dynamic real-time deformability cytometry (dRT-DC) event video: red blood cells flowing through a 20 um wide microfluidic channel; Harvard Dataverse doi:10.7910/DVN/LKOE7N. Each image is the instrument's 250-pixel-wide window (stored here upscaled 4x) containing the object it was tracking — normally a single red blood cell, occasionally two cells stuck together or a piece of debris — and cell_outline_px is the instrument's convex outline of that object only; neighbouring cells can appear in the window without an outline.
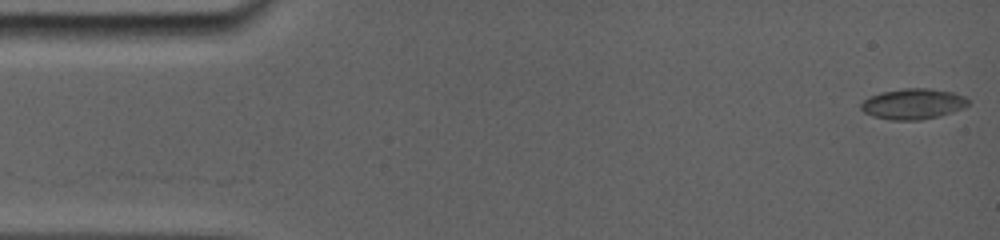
{"species": "common noctule bat (a hibernating species)", "species_latin": "Nyctalus noctula", "temperature_condition": "room temperature", "stored_images_in_passage": 11, "camera_frame_rate_fps": 5000, "um_per_image_px": 0.085, "animal": {"sex": "female", "body_mass_g": 19.0, "forearm_length_mm": 56.7}, "frame": {"image": 1, "passage_image": 1, "time_ms": 0.0, "image_size_px": [1000, 240], "cell_outline_px": [[968, 104], [960, 108], [936, 116], [916, 120], [896, 120], [876, 116], [864, 112], [860, 108], [860, 104], [864, 100], [880, 92], [904, 88], [932, 88], [952, 92], [964, 96], [968, 100]], "centroid_in_image_um": [77.58, 8.8], "position_along_channel_um": 7.4, "area_um2": 18.61}}
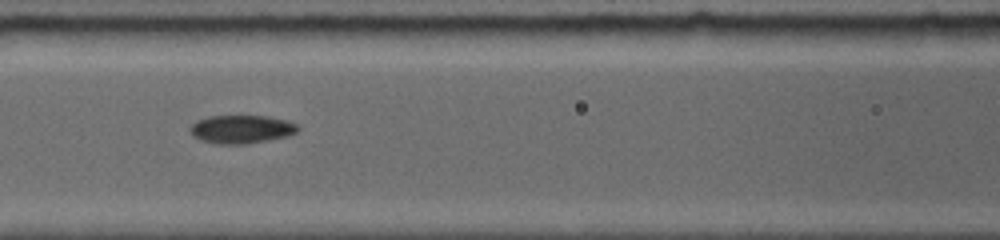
{"frame": {"image": 2, "passage_image": 10, "time_ms": 6.8, "image_size_px": [1000, 240], "cell_outline_px": [[296, 132], [284, 136], [264, 140], [236, 144], [204, 140], [196, 136], [192, 132], [192, 124], [196, 120], [212, 116], [268, 116], [284, 120], [296, 124]], "centroid_in_image_um": [20.53, 10.94], "position_along_channel_um": 146.1, "area_um2": 16.65}}
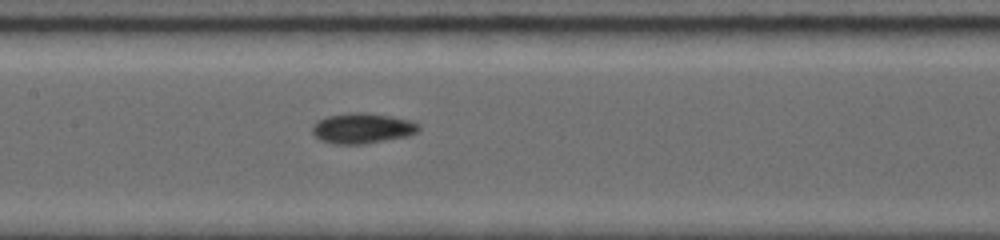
{"frame": {"image": 3, "passage_image": 11, "time_ms": 7.6, "image_size_px": [1000, 240], "cell_outline_px": [[420, 128], [416, 132], [404, 136], [356, 144], [344, 144], [324, 140], [316, 136], [312, 132], [312, 128], [320, 120], [328, 116], [360, 112], [364, 112], [392, 116], [408, 120], [416, 124]], "centroid_in_image_um": [30.8, 10.88], "position_along_channel_um": 176.6, "area_um2": 17.8}}